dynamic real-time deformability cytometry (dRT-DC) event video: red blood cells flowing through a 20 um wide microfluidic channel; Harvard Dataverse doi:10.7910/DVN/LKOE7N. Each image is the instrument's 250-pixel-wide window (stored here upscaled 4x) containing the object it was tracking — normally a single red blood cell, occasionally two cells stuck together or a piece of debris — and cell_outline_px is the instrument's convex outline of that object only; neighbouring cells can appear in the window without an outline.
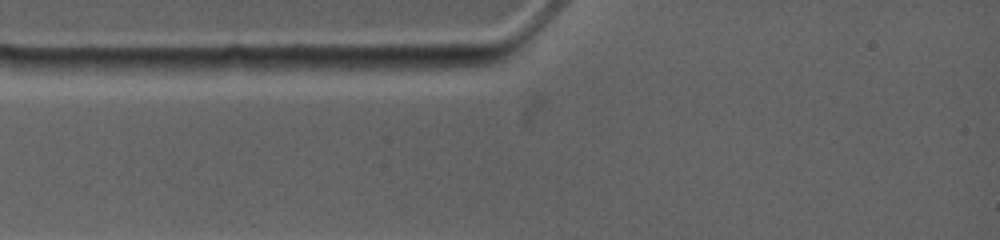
{"species": "common noctule bat (a hibernating species)", "species_latin": "Nyctalus noctula", "temperature_condition": "warm", "stored_images_in_passage": 3, "camera_frame_rate_fps": 4500, "um_per_image_px": 0.085, "animal": {"sex": "female", "body_mass_g": 19.0, "forearm_length_mm": 53.3}, "frame": {"image": 1, "passage_image": 1, "time_ms": 0.0, "image_size_px": [1000, 240], "cell_outline_px": [[268, 68], [220, 76], [172, 76], [148, 64], [144, 60], [228, 56], [244, 56], [260, 60], [268, 64]], "centroid_in_image_um": [17.65, 5.59], "position_along_channel_um": 67.3, "area_um2": 13.29}}